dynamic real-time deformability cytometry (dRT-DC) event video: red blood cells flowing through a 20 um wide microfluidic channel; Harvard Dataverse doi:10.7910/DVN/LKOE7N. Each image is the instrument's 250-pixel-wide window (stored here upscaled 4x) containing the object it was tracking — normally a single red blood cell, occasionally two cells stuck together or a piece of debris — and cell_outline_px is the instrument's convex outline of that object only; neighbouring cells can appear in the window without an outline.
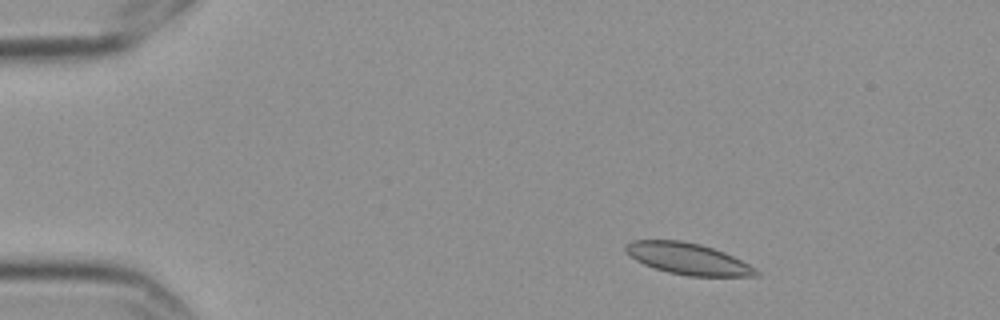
{"species": "Egyptian fruit bat (a non-hibernating species)", "species_latin": "Rousettus aegyptiacus", "temperature_condition": "cold", "stored_images_in_passage": 13, "camera_frame_rate_fps": 3000, "um_per_image_px": 0.085, "frame": {"image": 1, "passage_image": 1, "time_ms": 0.0, "image_size_px": [1000, 320], "cell_outline_px": [[760, 272], [756, 276], [688, 276], [668, 272], [644, 264], [636, 260], [624, 248], [624, 244], [632, 240], [680, 240], [700, 244], [724, 252], [756, 268]], "centroid_in_image_um": [58.47, 21.99], "position_along_channel_um": 26.5, "area_um2": 23.64}}
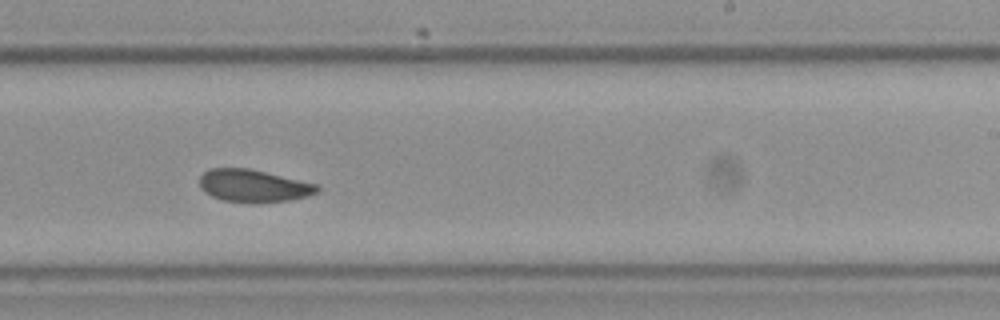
{"frame": {"image": 2, "passage_image": 8, "time_ms": 2.333, "image_size_px": [1000, 320], "cell_outline_px": [[320, 192], [308, 196], [288, 200], [260, 204], [224, 200], [212, 196], [204, 192], [200, 188], [200, 176], [208, 168], [248, 168], [316, 184], [320, 188]], "centroid_in_image_um": [21.54, 15.81], "position_along_channel_um": 267.5, "area_um2": 22.37}}
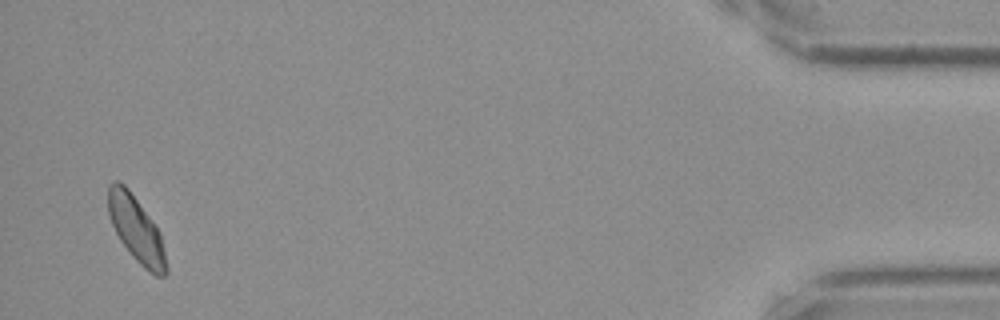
{"frame": {"image": 3, "passage_image": 13, "time_ms": 4.0, "image_size_px": [1000, 320], "cell_outline_px": [[168, 272], [164, 276], [156, 276], [144, 268], [132, 256], [120, 240], [112, 224], [108, 212], [108, 188], [116, 180], [124, 184], [128, 188], [160, 232], [168, 268]], "centroid_in_image_um": [11.59, 19.52], "position_along_channel_um": 423.6, "area_um2": 21.85}}